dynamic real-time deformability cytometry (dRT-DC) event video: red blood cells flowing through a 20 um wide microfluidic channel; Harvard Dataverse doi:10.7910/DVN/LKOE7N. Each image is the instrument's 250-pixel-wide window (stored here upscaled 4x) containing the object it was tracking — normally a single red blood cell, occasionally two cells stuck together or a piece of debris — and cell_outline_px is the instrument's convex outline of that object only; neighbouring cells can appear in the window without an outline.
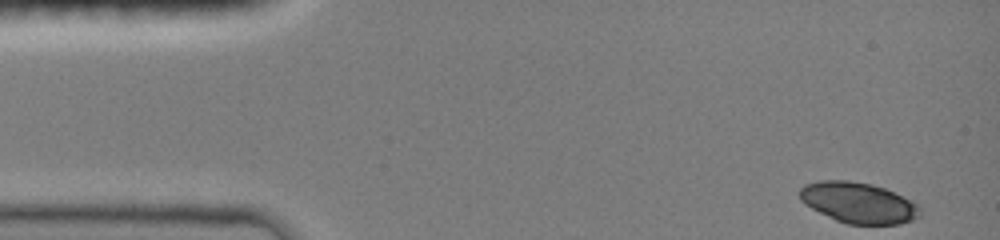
{"species": "common noctule bat (a hibernating species)", "species_latin": "Nyctalus noctula", "temperature_condition": "room temperature", "stored_images_in_passage": 18, "camera_frame_rate_fps": 3000, "um_per_image_px": 0.085, "animal": {"sex": "female", "body_mass_g": 19.0, "forearm_length_mm": 51.5}, "frame": {"image": 1, "passage_image": 1, "time_ms": 0.0, "image_size_px": [1000, 240], "cell_outline_px": [[920, 216], [912, 220], [900, 224], [848, 224], [836, 220], [804, 204], [800, 200], [800, 188], [804, 184], [820, 180], [848, 180], [872, 184], [884, 188], [912, 200], [920, 208]], "centroid_in_image_um": [72.96, 17.22], "position_along_channel_um": 12.0, "area_um2": 28.55}}
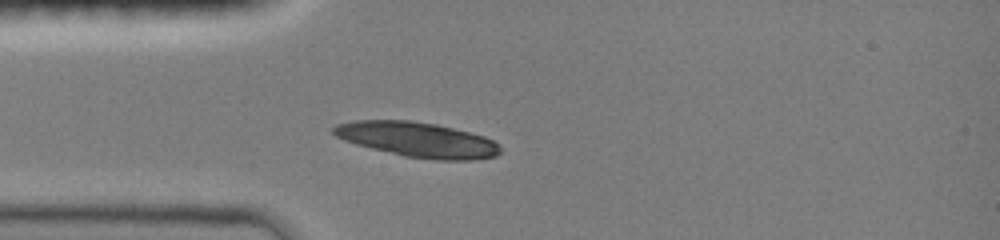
{"frame": {"image": 2, "passage_image": 11, "time_ms": 3.333, "image_size_px": [1000, 240], "cell_outline_px": [[500, 152], [496, 156], [476, 160], [436, 160], [404, 156], [356, 144], [344, 140], [336, 136], [332, 132], [332, 128], [336, 124], [356, 120], [408, 120], [436, 124], [484, 136], [500, 144]], "centroid_in_image_um": [35.49, 11.87], "position_along_channel_um": 49.5, "area_um2": 33.93}}